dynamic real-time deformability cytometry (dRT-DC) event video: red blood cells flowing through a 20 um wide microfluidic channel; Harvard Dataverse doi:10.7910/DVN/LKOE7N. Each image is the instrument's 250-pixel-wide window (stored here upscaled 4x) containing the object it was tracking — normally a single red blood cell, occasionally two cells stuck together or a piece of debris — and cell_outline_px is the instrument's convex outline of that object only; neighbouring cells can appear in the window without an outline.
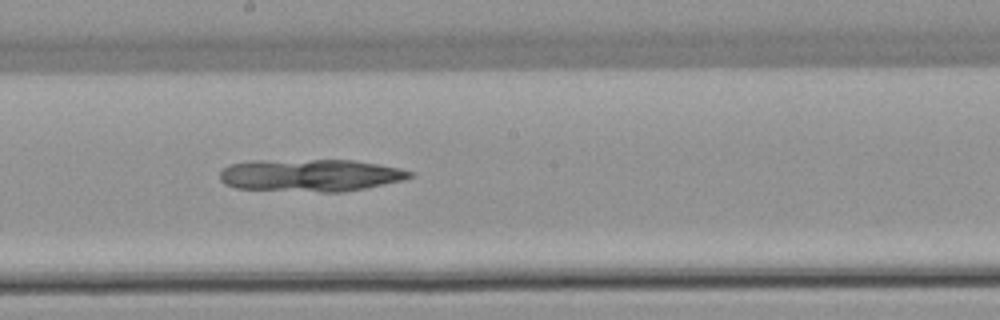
{"species": "common noctule bat (a hibernating species)", "species_latin": "Nyctalus noctula", "temperature_condition": "warm", "stored_images_in_passage": 37, "camera_frame_rate_fps": 3000, "um_per_image_px": 0.085, "animal": {"sex": "female", "body_mass_g": 22.7, "forearm_length_mm": 54.2}, "frame": {"image": 1, "passage_image": 18, "time_ms": 5.667, "image_size_px": [1000, 320], "cell_outline_px": [[412, 176], [404, 180], [344, 192], [320, 192], [236, 188], [224, 184], [220, 180], [220, 172], [228, 164], [252, 160], [352, 160], [400, 168], [412, 172]], "centroid_in_image_um": [26.34, 14.89], "position_along_channel_um": 221.9, "area_um2": 35.89}}
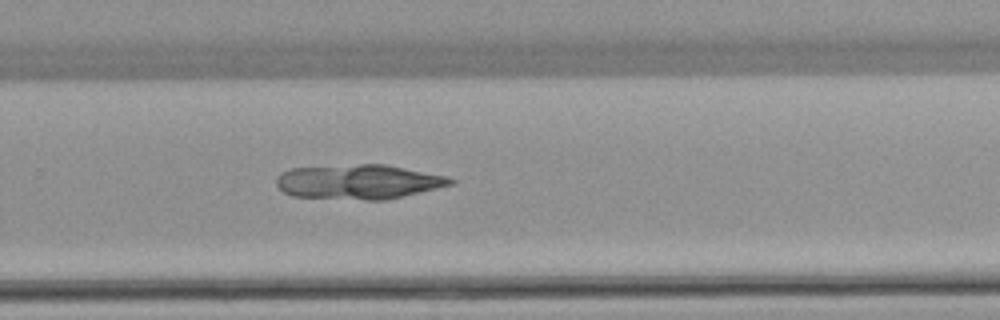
{"frame": {"image": 2, "passage_image": 24, "time_ms": 7.667, "image_size_px": [1000, 320], "cell_outline_px": [[456, 184], [384, 200], [368, 200], [292, 196], [284, 192], [276, 184], [276, 176], [280, 172], [292, 168], [360, 164], [388, 164], [448, 176], [456, 180]], "centroid_in_image_um": [30.52, 15.44], "position_along_channel_um": 299.3, "area_um2": 35.32}}
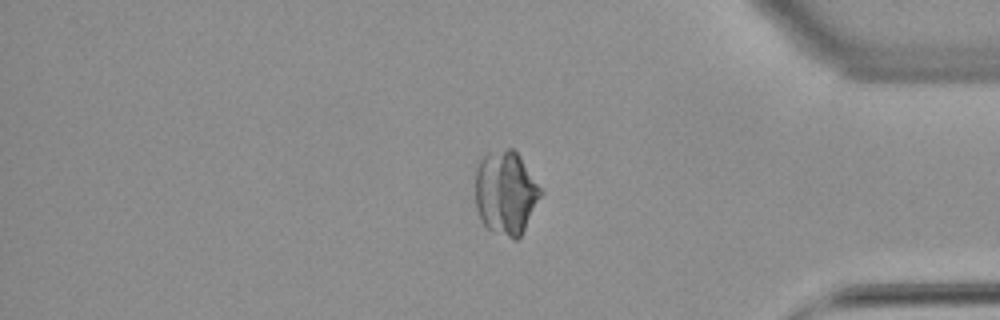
{"frame": {"image": 3, "passage_image": 33, "time_ms": 10.667, "image_size_px": [1000, 320], "cell_outline_px": [[544, 192], [520, 236], [516, 240], [512, 240], [488, 228], [480, 220], [476, 208], [476, 164], [488, 152], [508, 148], [512, 148], [520, 156]], "centroid_in_image_um": [42.99, 16.38], "position_along_channel_um": 392.2, "area_um2": 32.02}}